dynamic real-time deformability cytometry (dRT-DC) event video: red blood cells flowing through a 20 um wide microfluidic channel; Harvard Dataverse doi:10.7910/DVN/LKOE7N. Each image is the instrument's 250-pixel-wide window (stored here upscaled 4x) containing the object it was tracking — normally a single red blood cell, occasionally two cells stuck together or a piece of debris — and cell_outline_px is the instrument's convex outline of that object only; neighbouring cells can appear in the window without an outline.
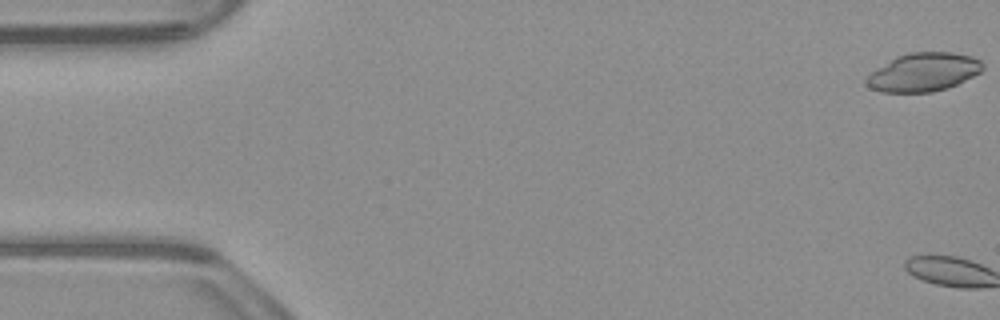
{"species": "common noctule bat (a hibernating species)", "species_latin": "Nyctalus noctula", "temperature_condition": "warm", "stored_images_in_passage": 3, "camera_frame_rate_fps": 3000, "um_per_image_px": 0.085, "animal": {"sex": "male", "body_mass_g": 23.1, "forearm_length_mm": 52.7}, "frame": {"image": 1, "passage_image": 1, "time_ms": 0.0, "image_size_px": [1000, 320], "cell_outline_px": [[984, 68], [980, 72], [948, 88], [932, 92], [880, 92], [868, 88], [864, 84], [864, 80], [876, 68], [896, 56], [908, 52], [952, 52], [972, 56], [980, 60], [984, 64]], "centroid_in_image_um": [78.46, 6.13], "position_along_channel_um": 6.5, "area_um2": 26.24}}